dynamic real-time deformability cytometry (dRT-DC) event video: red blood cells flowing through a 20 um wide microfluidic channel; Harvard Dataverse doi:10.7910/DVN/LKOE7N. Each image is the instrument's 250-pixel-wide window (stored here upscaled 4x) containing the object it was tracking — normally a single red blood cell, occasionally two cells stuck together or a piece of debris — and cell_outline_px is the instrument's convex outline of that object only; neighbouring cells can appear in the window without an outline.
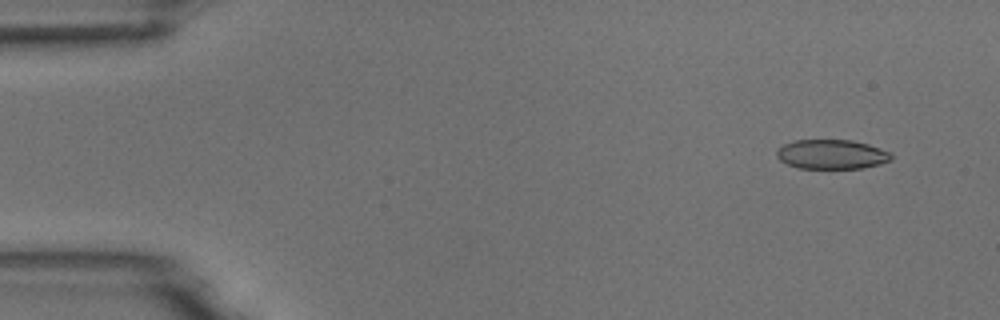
{"species": "common noctule bat (a hibernating species)", "species_latin": "Nyctalus noctula", "temperature_condition": "room temperature", "stored_images_in_passage": 5, "camera_frame_rate_fps": 3000, "um_per_image_px": 0.085, "animal": {"sex": "male", "body_mass_g": 18.8}, "frame": {"image": 1, "passage_image": 2, "time_ms": 1.0, "image_size_px": [1000, 320], "cell_outline_px": [[892, 160], [880, 164], [864, 168], [800, 168], [788, 164], [780, 160], [776, 156], [776, 152], [784, 144], [796, 140], [852, 140], [868, 144], [892, 152]], "centroid_in_image_um": [70.74, 13.12], "position_along_channel_um": 14.3, "area_um2": 19.65}}
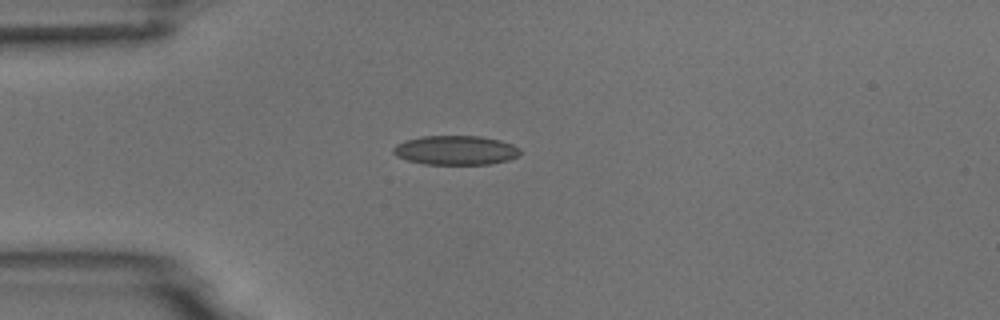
{"frame": {"image": 2, "passage_image": 5, "time_ms": 4.333, "image_size_px": [1000, 320], "cell_outline_px": [[520, 152], [516, 156], [508, 160], [488, 164], [424, 164], [408, 160], [396, 156], [392, 152], [392, 148], [396, 144], [404, 140], [420, 136], [480, 136], [500, 140], [512, 144], [520, 148]], "centroid_in_image_um": [38.69, 12.76], "position_along_channel_um": 46.3, "area_um2": 21.68}}